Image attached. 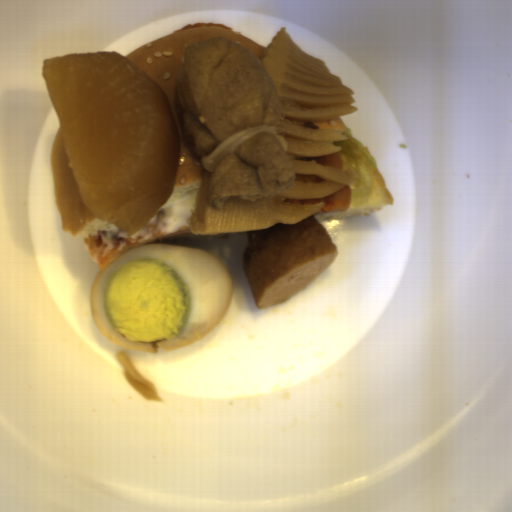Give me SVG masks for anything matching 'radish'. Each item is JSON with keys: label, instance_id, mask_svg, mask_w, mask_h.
I'll return each mask as SVG.
<instances>
[{"label": "radish", "instance_id": "1f323893", "mask_svg": "<svg viewBox=\"0 0 512 512\" xmlns=\"http://www.w3.org/2000/svg\"><path fill=\"white\" fill-rule=\"evenodd\" d=\"M42 77L85 207L130 238L177 177L179 131L164 90L115 52L45 59Z\"/></svg>", "mask_w": 512, "mask_h": 512}]
</instances>
